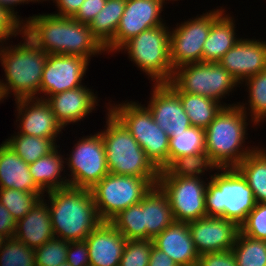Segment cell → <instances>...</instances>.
Wrapping results in <instances>:
<instances>
[{
    "label": "cell",
    "instance_id": "cell-8",
    "mask_svg": "<svg viewBox=\"0 0 266 266\" xmlns=\"http://www.w3.org/2000/svg\"><path fill=\"white\" fill-rule=\"evenodd\" d=\"M108 110L127 128L151 162L164 170L168 166L169 136L154 121L149 109L130 101L110 105Z\"/></svg>",
    "mask_w": 266,
    "mask_h": 266
},
{
    "label": "cell",
    "instance_id": "cell-38",
    "mask_svg": "<svg viewBox=\"0 0 266 266\" xmlns=\"http://www.w3.org/2000/svg\"><path fill=\"white\" fill-rule=\"evenodd\" d=\"M0 266H36L34 249L14 237L7 238L0 250Z\"/></svg>",
    "mask_w": 266,
    "mask_h": 266
},
{
    "label": "cell",
    "instance_id": "cell-30",
    "mask_svg": "<svg viewBox=\"0 0 266 266\" xmlns=\"http://www.w3.org/2000/svg\"><path fill=\"white\" fill-rule=\"evenodd\" d=\"M125 4L126 0H107L104 8L89 24L93 36L104 48L114 39Z\"/></svg>",
    "mask_w": 266,
    "mask_h": 266
},
{
    "label": "cell",
    "instance_id": "cell-34",
    "mask_svg": "<svg viewBox=\"0 0 266 266\" xmlns=\"http://www.w3.org/2000/svg\"><path fill=\"white\" fill-rule=\"evenodd\" d=\"M127 240H146L143 219V199L114 216L109 221Z\"/></svg>",
    "mask_w": 266,
    "mask_h": 266
},
{
    "label": "cell",
    "instance_id": "cell-24",
    "mask_svg": "<svg viewBox=\"0 0 266 266\" xmlns=\"http://www.w3.org/2000/svg\"><path fill=\"white\" fill-rule=\"evenodd\" d=\"M0 188L37 193L41 198L44 196L30 174L29 164L5 142L0 145Z\"/></svg>",
    "mask_w": 266,
    "mask_h": 266
},
{
    "label": "cell",
    "instance_id": "cell-44",
    "mask_svg": "<svg viewBox=\"0 0 266 266\" xmlns=\"http://www.w3.org/2000/svg\"><path fill=\"white\" fill-rule=\"evenodd\" d=\"M196 266H237V263L232 250H226L201 254Z\"/></svg>",
    "mask_w": 266,
    "mask_h": 266
},
{
    "label": "cell",
    "instance_id": "cell-13",
    "mask_svg": "<svg viewBox=\"0 0 266 266\" xmlns=\"http://www.w3.org/2000/svg\"><path fill=\"white\" fill-rule=\"evenodd\" d=\"M215 9L200 17L189 19L170 31V61L175 70L178 67L202 62L203 45L213 24Z\"/></svg>",
    "mask_w": 266,
    "mask_h": 266
},
{
    "label": "cell",
    "instance_id": "cell-41",
    "mask_svg": "<svg viewBox=\"0 0 266 266\" xmlns=\"http://www.w3.org/2000/svg\"><path fill=\"white\" fill-rule=\"evenodd\" d=\"M239 228L243 235L266 241V203H256Z\"/></svg>",
    "mask_w": 266,
    "mask_h": 266
},
{
    "label": "cell",
    "instance_id": "cell-14",
    "mask_svg": "<svg viewBox=\"0 0 266 266\" xmlns=\"http://www.w3.org/2000/svg\"><path fill=\"white\" fill-rule=\"evenodd\" d=\"M164 3L165 0H126L124 13L114 39L105 47L106 53L118 52L130 38L142 31L164 24L160 15Z\"/></svg>",
    "mask_w": 266,
    "mask_h": 266
},
{
    "label": "cell",
    "instance_id": "cell-39",
    "mask_svg": "<svg viewBox=\"0 0 266 266\" xmlns=\"http://www.w3.org/2000/svg\"><path fill=\"white\" fill-rule=\"evenodd\" d=\"M69 241L54 237L34 249L36 266H60L66 262Z\"/></svg>",
    "mask_w": 266,
    "mask_h": 266
},
{
    "label": "cell",
    "instance_id": "cell-15",
    "mask_svg": "<svg viewBox=\"0 0 266 266\" xmlns=\"http://www.w3.org/2000/svg\"><path fill=\"white\" fill-rule=\"evenodd\" d=\"M89 62L80 56L47 54L40 86V94L47 97L40 99L46 100L50 95L83 86L81 81Z\"/></svg>",
    "mask_w": 266,
    "mask_h": 266
},
{
    "label": "cell",
    "instance_id": "cell-51",
    "mask_svg": "<svg viewBox=\"0 0 266 266\" xmlns=\"http://www.w3.org/2000/svg\"><path fill=\"white\" fill-rule=\"evenodd\" d=\"M60 266H71V265H69L67 262H65V263H63V264L60 265Z\"/></svg>",
    "mask_w": 266,
    "mask_h": 266
},
{
    "label": "cell",
    "instance_id": "cell-18",
    "mask_svg": "<svg viewBox=\"0 0 266 266\" xmlns=\"http://www.w3.org/2000/svg\"><path fill=\"white\" fill-rule=\"evenodd\" d=\"M152 97L147 105L154 121L170 137L191 126L179 95L167 84L153 83Z\"/></svg>",
    "mask_w": 266,
    "mask_h": 266
},
{
    "label": "cell",
    "instance_id": "cell-22",
    "mask_svg": "<svg viewBox=\"0 0 266 266\" xmlns=\"http://www.w3.org/2000/svg\"><path fill=\"white\" fill-rule=\"evenodd\" d=\"M154 246L165 252L178 266H196L199 259L188 223L174 221L153 239Z\"/></svg>",
    "mask_w": 266,
    "mask_h": 266
},
{
    "label": "cell",
    "instance_id": "cell-7",
    "mask_svg": "<svg viewBox=\"0 0 266 266\" xmlns=\"http://www.w3.org/2000/svg\"><path fill=\"white\" fill-rule=\"evenodd\" d=\"M166 23L142 31L120 48L155 84L169 83L174 73L170 61V29Z\"/></svg>",
    "mask_w": 266,
    "mask_h": 266
},
{
    "label": "cell",
    "instance_id": "cell-37",
    "mask_svg": "<svg viewBox=\"0 0 266 266\" xmlns=\"http://www.w3.org/2000/svg\"><path fill=\"white\" fill-rule=\"evenodd\" d=\"M40 198L37 193L0 188V202L16 221L23 218Z\"/></svg>",
    "mask_w": 266,
    "mask_h": 266
},
{
    "label": "cell",
    "instance_id": "cell-20",
    "mask_svg": "<svg viewBox=\"0 0 266 266\" xmlns=\"http://www.w3.org/2000/svg\"><path fill=\"white\" fill-rule=\"evenodd\" d=\"M85 241L90 266H119L127 239L109 221H102Z\"/></svg>",
    "mask_w": 266,
    "mask_h": 266
},
{
    "label": "cell",
    "instance_id": "cell-2",
    "mask_svg": "<svg viewBox=\"0 0 266 266\" xmlns=\"http://www.w3.org/2000/svg\"><path fill=\"white\" fill-rule=\"evenodd\" d=\"M47 194L55 237L69 242L82 241L102 222L90 189L69 186Z\"/></svg>",
    "mask_w": 266,
    "mask_h": 266
},
{
    "label": "cell",
    "instance_id": "cell-3",
    "mask_svg": "<svg viewBox=\"0 0 266 266\" xmlns=\"http://www.w3.org/2000/svg\"><path fill=\"white\" fill-rule=\"evenodd\" d=\"M242 104L223 107L205 129L206 153L218 169L235 168L256 149H245L242 145L247 137L246 128L249 125L246 122L247 107L244 106L248 103Z\"/></svg>",
    "mask_w": 266,
    "mask_h": 266
},
{
    "label": "cell",
    "instance_id": "cell-40",
    "mask_svg": "<svg viewBox=\"0 0 266 266\" xmlns=\"http://www.w3.org/2000/svg\"><path fill=\"white\" fill-rule=\"evenodd\" d=\"M153 240H127L119 266H148Z\"/></svg>",
    "mask_w": 266,
    "mask_h": 266
},
{
    "label": "cell",
    "instance_id": "cell-47",
    "mask_svg": "<svg viewBox=\"0 0 266 266\" xmlns=\"http://www.w3.org/2000/svg\"><path fill=\"white\" fill-rule=\"evenodd\" d=\"M45 1V0H43ZM47 1V0H46ZM53 1V0H52ZM58 8L57 14L60 17H73L85 0H54Z\"/></svg>",
    "mask_w": 266,
    "mask_h": 266
},
{
    "label": "cell",
    "instance_id": "cell-48",
    "mask_svg": "<svg viewBox=\"0 0 266 266\" xmlns=\"http://www.w3.org/2000/svg\"><path fill=\"white\" fill-rule=\"evenodd\" d=\"M148 266H178L165 252H162L154 245L151 249Z\"/></svg>",
    "mask_w": 266,
    "mask_h": 266
},
{
    "label": "cell",
    "instance_id": "cell-19",
    "mask_svg": "<svg viewBox=\"0 0 266 266\" xmlns=\"http://www.w3.org/2000/svg\"><path fill=\"white\" fill-rule=\"evenodd\" d=\"M219 63L243 84L248 77L266 70V41L239 38Z\"/></svg>",
    "mask_w": 266,
    "mask_h": 266
},
{
    "label": "cell",
    "instance_id": "cell-1",
    "mask_svg": "<svg viewBox=\"0 0 266 266\" xmlns=\"http://www.w3.org/2000/svg\"><path fill=\"white\" fill-rule=\"evenodd\" d=\"M21 33L47 54L80 56L89 61L90 57L105 52L91 27L71 17L53 13L33 15L22 23Z\"/></svg>",
    "mask_w": 266,
    "mask_h": 266
},
{
    "label": "cell",
    "instance_id": "cell-12",
    "mask_svg": "<svg viewBox=\"0 0 266 266\" xmlns=\"http://www.w3.org/2000/svg\"><path fill=\"white\" fill-rule=\"evenodd\" d=\"M157 185L168 196L175 221L189 223L207 216L206 182L198 177H159Z\"/></svg>",
    "mask_w": 266,
    "mask_h": 266
},
{
    "label": "cell",
    "instance_id": "cell-35",
    "mask_svg": "<svg viewBox=\"0 0 266 266\" xmlns=\"http://www.w3.org/2000/svg\"><path fill=\"white\" fill-rule=\"evenodd\" d=\"M231 250L237 266H266V241L239 232Z\"/></svg>",
    "mask_w": 266,
    "mask_h": 266
},
{
    "label": "cell",
    "instance_id": "cell-6",
    "mask_svg": "<svg viewBox=\"0 0 266 266\" xmlns=\"http://www.w3.org/2000/svg\"><path fill=\"white\" fill-rule=\"evenodd\" d=\"M212 175L205 193L207 216L223 217L240 226L256 204L252 189L236 168H222Z\"/></svg>",
    "mask_w": 266,
    "mask_h": 266
},
{
    "label": "cell",
    "instance_id": "cell-36",
    "mask_svg": "<svg viewBox=\"0 0 266 266\" xmlns=\"http://www.w3.org/2000/svg\"><path fill=\"white\" fill-rule=\"evenodd\" d=\"M245 86L248 87L249 100L248 110L251 113V121L256 124L264 122L266 118V70L256 75L250 76L244 80Z\"/></svg>",
    "mask_w": 266,
    "mask_h": 266
},
{
    "label": "cell",
    "instance_id": "cell-10",
    "mask_svg": "<svg viewBox=\"0 0 266 266\" xmlns=\"http://www.w3.org/2000/svg\"><path fill=\"white\" fill-rule=\"evenodd\" d=\"M153 186L146 178L109 173L90 190L100 219L110 221L120 211L142 201Z\"/></svg>",
    "mask_w": 266,
    "mask_h": 266
},
{
    "label": "cell",
    "instance_id": "cell-49",
    "mask_svg": "<svg viewBox=\"0 0 266 266\" xmlns=\"http://www.w3.org/2000/svg\"><path fill=\"white\" fill-rule=\"evenodd\" d=\"M41 2L42 0H0V6L4 7L9 13H11L21 24L25 20H21L19 15H17L18 12H15L14 6H17V4H22V3H28V2ZM18 16V17H17ZM21 20V21H20Z\"/></svg>",
    "mask_w": 266,
    "mask_h": 266
},
{
    "label": "cell",
    "instance_id": "cell-26",
    "mask_svg": "<svg viewBox=\"0 0 266 266\" xmlns=\"http://www.w3.org/2000/svg\"><path fill=\"white\" fill-rule=\"evenodd\" d=\"M143 219L146 240H153L175 220L168 196L156 185L143 198Z\"/></svg>",
    "mask_w": 266,
    "mask_h": 266
},
{
    "label": "cell",
    "instance_id": "cell-46",
    "mask_svg": "<svg viewBox=\"0 0 266 266\" xmlns=\"http://www.w3.org/2000/svg\"><path fill=\"white\" fill-rule=\"evenodd\" d=\"M16 230V220L7 208L0 202V234L6 238L14 236Z\"/></svg>",
    "mask_w": 266,
    "mask_h": 266
},
{
    "label": "cell",
    "instance_id": "cell-32",
    "mask_svg": "<svg viewBox=\"0 0 266 266\" xmlns=\"http://www.w3.org/2000/svg\"><path fill=\"white\" fill-rule=\"evenodd\" d=\"M12 150L18 154L27 164L34 163L40 157L46 156L58 148L53 139L27 136L19 134L4 141Z\"/></svg>",
    "mask_w": 266,
    "mask_h": 266
},
{
    "label": "cell",
    "instance_id": "cell-31",
    "mask_svg": "<svg viewBox=\"0 0 266 266\" xmlns=\"http://www.w3.org/2000/svg\"><path fill=\"white\" fill-rule=\"evenodd\" d=\"M214 168L221 170L206 152H202L175 158L164 170L160 171L159 177L201 178L200 174L203 175L204 171L214 170Z\"/></svg>",
    "mask_w": 266,
    "mask_h": 266
},
{
    "label": "cell",
    "instance_id": "cell-21",
    "mask_svg": "<svg viewBox=\"0 0 266 266\" xmlns=\"http://www.w3.org/2000/svg\"><path fill=\"white\" fill-rule=\"evenodd\" d=\"M95 95L86 86H81L50 95L46 101L50 104L56 119L65 128L70 123L83 121V117L95 110V105L98 104V97Z\"/></svg>",
    "mask_w": 266,
    "mask_h": 266
},
{
    "label": "cell",
    "instance_id": "cell-43",
    "mask_svg": "<svg viewBox=\"0 0 266 266\" xmlns=\"http://www.w3.org/2000/svg\"><path fill=\"white\" fill-rule=\"evenodd\" d=\"M66 262L71 266H90L89 250L85 240L69 242Z\"/></svg>",
    "mask_w": 266,
    "mask_h": 266
},
{
    "label": "cell",
    "instance_id": "cell-42",
    "mask_svg": "<svg viewBox=\"0 0 266 266\" xmlns=\"http://www.w3.org/2000/svg\"><path fill=\"white\" fill-rule=\"evenodd\" d=\"M21 27L22 24L4 7L0 6V43L3 45L5 42L7 45L6 41L10 40L8 38L21 34Z\"/></svg>",
    "mask_w": 266,
    "mask_h": 266
},
{
    "label": "cell",
    "instance_id": "cell-16",
    "mask_svg": "<svg viewBox=\"0 0 266 266\" xmlns=\"http://www.w3.org/2000/svg\"><path fill=\"white\" fill-rule=\"evenodd\" d=\"M188 225L199 255L231 250L240 232L235 222L216 216H206Z\"/></svg>",
    "mask_w": 266,
    "mask_h": 266
},
{
    "label": "cell",
    "instance_id": "cell-9",
    "mask_svg": "<svg viewBox=\"0 0 266 266\" xmlns=\"http://www.w3.org/2000/svg\"><path fill=\"white\" fill-rule=\"evenodd\" d=\"M176 93H191L220 99L229 96L238 81L219 62H197L178 67L167 83Z\"/></svg>",
    "mask_w": 266,
    "mask_h": 266
},
{
    "label": "cell",
    "instance_id": "cell-4",
    "mask_svg": "<svg viewBox=\"0 0 266 266\" xmlns=\"http://www.w3.org/2000/svg\"><path fill=\"white\" fill-rule=\"evenodd\" d=\"M24 42L15 46H0V62L5 72V80H0V101L15 96V100L35 98L40 94L42 73L47 53L35 46L21 33ZM3 46V47H2Z\"/></svg>",
    "mask_w": 266,
    "mask_h": 266
},
{
    "label": "cell",
    "instance_id": "cell-29",
    "mask_svg": "<svg viewBox=\"0 0 266 266\" xmlns=\"http://www.w3.org/2000/svg\"><path fill=\"white\" fill-rule=\"evenodd\" d=\"M180 102L185 110L191 126L206 129L214 120L215 116L223 107L232 106L230 104H221L218 101L191 93H177Z\"/></svg>",
    "mask_w": 266,
    "mask_h": 266
},
{
    "label": "cell",
    "instance_id": "cell-5",
    "mask_svg": "<svg viewBox=\"0 0 266 266\" xmlns=\"http://www.w3.org/2000/svg\"><path fill=\"white\" fill-rule=\"evenodd\" d=\"M106 129L100 132L109 173L148 179L157 185L160 170L146 156L127 128L108 110Z\"/></svg>",
    "mask_w": 266,
    "mask_h": 266
},
{
    "label": "cell",
    "instance_id": "cell-11",
    "mask_svg": "<svg viewBox=\"0 0 266 266\" xmlns=\"http://www.w3.org/2000/svg\"><path fill=\"white\" fill-rule=\"evenodd\" d=\"M74 145L68 162H65L71 171L70 186L92 189L109 174L103 138L98 132L82 137Z\"/></svg>",
    "mask_w": 266,
    "mask_h": 266
},
{
    "label": "cell",
    "instance_id": "cell-27",
    "mask_svg": "<svg viewBox=\"0 0 266 266\" xmlns=\"http://www.w3.org/2000/svg\"><path fill=\"white\" fill-rule=\"evenodd\" d=\"M62 156L56 148L48 155L40 157L34 163L29 164L30 174L36 185L43 192L70 186L69 180L65 179L66 176L62 178L60 175L65 168L63 167V159L67 160V158H62Z\"/></svg>",
    "mask_w": 266,
    "mask_h": 266
},
{
    "label": "cell",
    "instance_id": "cell-17",
    "mask_svg": "<svg viewBox=\"0 0 266 266\" xmlns=\"http://www.w3.org/2000/svg\"><path fill=\"white\" fill-rule=\"evenodd\" d=\"M19 134L53 139L56 142L63 126L56 119L50 104L38 97L15 100ZM22 115V116H21ZM21 117V118H20Z\"/></svg>",
    "mask_w": 266,
    "mask_h": 266
},
{
    "label": "cell",
    "instance_id": "cell-28",
    "mask_svg": "<svg viewBox=\"0 0 266 266\" xmlns=\"http://www.w3.org/2000/svg\"><path fill=\"white\" fill-rule=\"evenodd\" d=\"M252 189L256 203H266V150L256 149L236 167Z\"/></svg>",
    "mask_w": 266,
    "mask_h": 266
},
{
    "label": "cell",
    "instance_id": "cell-45",
    "mask_svg": "<svg viewBox=\"0 0 266 266\" xmlns=\"http://www.w3.org/2000/svg\"><path fill=\"white\" fill-rule=\"evenodd\" d=\"M106 2L107 0H85L72 18L89 25L97 13L104 8Z\"/></svg>",
    "mask_w": 266,
    "mask_h": 266
},
{
    "label": "cell",
    "instance_id": "cell-50",
    "mask_svg": "<svg viewBox=\"0 0 266 266\" xmlns=\"http://www.w3.org/2000/svg\"><path fill=\"white\" fill-rule=\"evenodd\" d=\"M6 239L7 238L5 236L0 234V250L3 247V244L5 243Z\"/></svg>",
    "mask_w": 266,
    "mask_h": 266
},
{
    "label": "cell",
    "instance_id": "cell-23",
    "mask_svg": "<svg viewBox=\"0 0 266 266\" xmlns=\"http://www.w3.org/2000/svg\"><path fill=\"white\" fill-rule=\"evenodd\" d=\"M44 201V197L40 198L23 218L16 221L13 237L33 249L55 237L48 204Z\"/></svg>",
    "mask_w": 266,
    "mask_h": 266
},
{
    "label": "cell",
    "instance_id": "cell-33",
    "mask_svg": "<svg viewBox=\"0 0 266 266\" xmlns=\"http://www.w3.org/2000/svg\"><path fill=\"white\" fill-rule=\"evenodd\" d=\"M206 152L205 129L190 126L169 137L168 165L177 157Z\"/></svg>",
    "mask_w": 266,
    "mask_h": 266
},
{
    "label": "cell",
    "instance_id": "cell-25",
    "mask_svg": "<svg viewBox=\"0 0 266 266\" xmlns=\"http://www.w3.org/2000/svg\"><path fill=\"white\" fill-rule=\"evenodd\" d=\"M220 9L213 16V24L203 45L202 62H219L237 42L235 21Z\"/></svg>",
    "mask_w": 266,
    "mask_h": 266
}]
</instances>
